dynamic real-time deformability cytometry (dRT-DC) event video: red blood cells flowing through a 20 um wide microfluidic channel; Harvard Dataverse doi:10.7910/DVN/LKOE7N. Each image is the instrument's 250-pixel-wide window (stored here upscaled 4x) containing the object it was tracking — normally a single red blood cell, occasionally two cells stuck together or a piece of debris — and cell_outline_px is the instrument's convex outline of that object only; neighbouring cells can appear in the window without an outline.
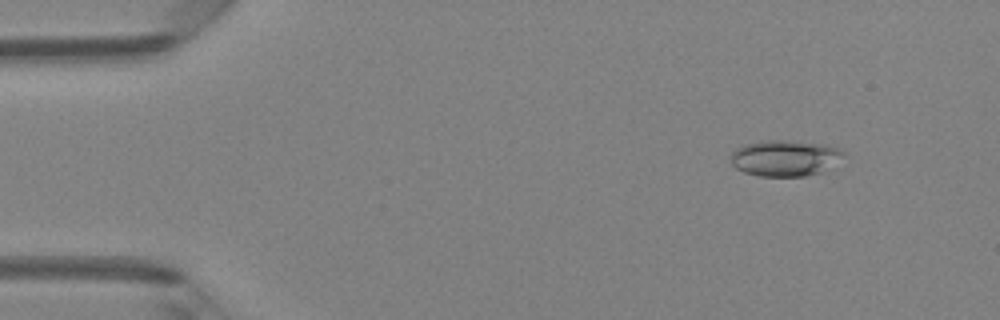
{"species": "Egyptian fruit bat (a non-hibernating species)", "species_latin": "Rousettus aegyptiacus", "temperature_condition": "room temperature", "stored_images_in_passage": 48, "camera_frame_rate_fps": 3000, "um_per_image_px": 0.085, "animal": {"sex": "female"}, "frame": {"image": 1, "passage_image": 5, "time_ms": 1.333, "image_size_px": [1000, 320], "cell_outline_px": [[844, 152], [832, 168], [820, 172], [804, 176], [760, 176], [744, 172], [736, 168], [732, 164], [732, 152], [736, 148], [744, 144], [764, 140], [788, 140], [824, 144], [836, 148]], "centroid_in_image_um": [66.7, 13.43], "position_along_channel_um": 18.3, "area_um2": 23.58}}
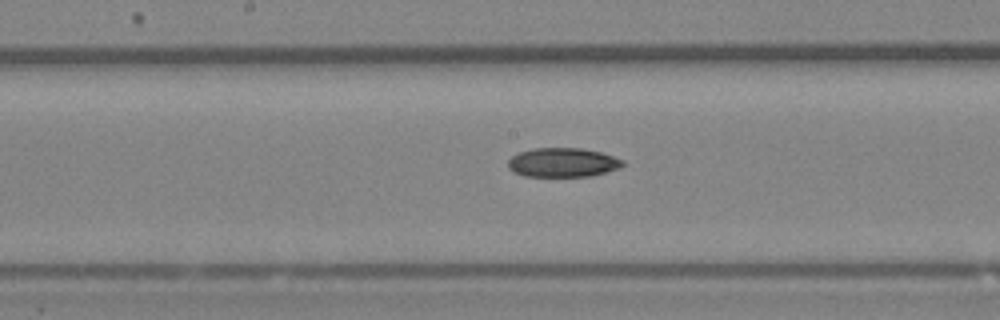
{"frame": {"image": 2, "passage_image": 25, "time_ms": 8.0, "image_size_px": [1000, 320], "cell_outline_px": [[624, 164], [620, 168], [592, 176], [524, 176], [512, 172], [508, 168], [508, 160], [512, 156], [520, 152], [532, 148], [580, 148], [600, 152], [624, 160]], "centroid_in_image_um": [47.82, 13.81], "position_along_channel_um": 200.4, "area_um2": 19.54}}
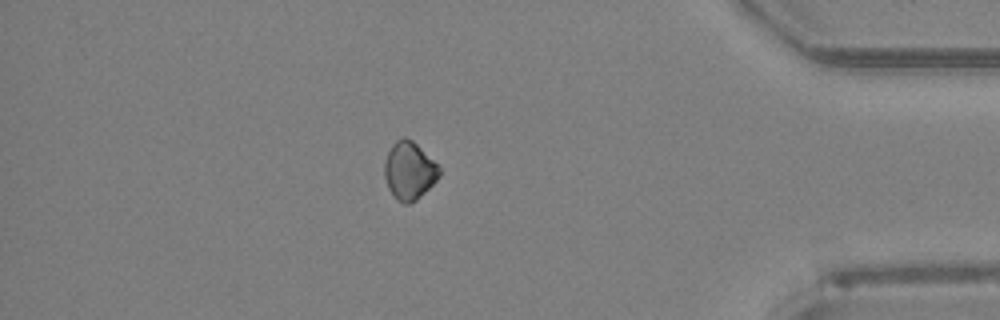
{"frame": {"image": 3, "passage_image": 42, "time_ms": 13.667, "image_size_px": [1000, 320], "cell_outline_px": [[440, 176], [416, 200], [408, 204], [404, 204], [396, 200], [388, 188], [384, 176], [384, 160], [392, 144], [396, 140], [404, 136], [412, 140], [440, 168]], "centroid_in_image_um": [34.75, 14.52], "position_along_channel_um": 400.5, "area_um2": 18.32}}